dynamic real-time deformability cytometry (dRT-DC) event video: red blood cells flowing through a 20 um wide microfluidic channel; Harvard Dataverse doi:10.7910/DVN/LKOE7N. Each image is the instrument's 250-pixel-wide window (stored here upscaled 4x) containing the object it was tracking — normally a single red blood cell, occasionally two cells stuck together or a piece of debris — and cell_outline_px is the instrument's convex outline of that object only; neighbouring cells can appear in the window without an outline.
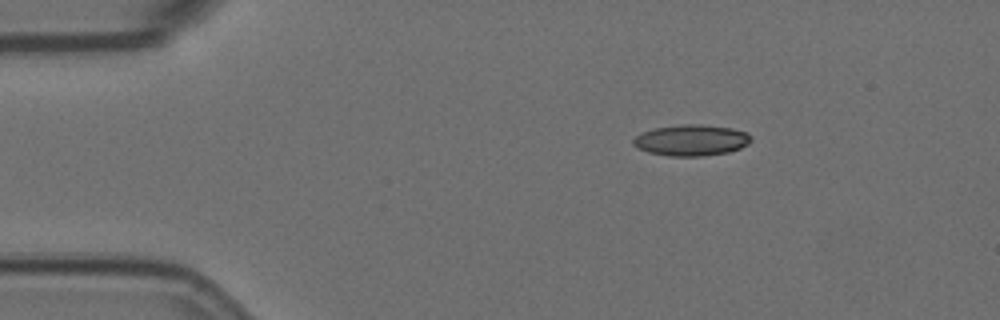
{"species": "Egyptian fruit bat (a non-hibernating species)", "species_latin": "Rousettus aegyptiacus", "temperature_condition": "room temperature", "stored_images_in_passage": 4, "segment_of_instrument_passage": [1, 2], "camera_frame_rate_fps": 3000, "um_per_image_px": 0.085, "animal": {"sex": "female"}, "frame": {"image": 1, "passage_image": 1, "time_ms": 0.0, "image_size_px": [1000, 320], "cell_outline_px": [[752, 140], [748, 144], [740, 148], [728, 152], [704, 156], [668, 156], [648, 152], [636, 148], [632, 144], [632, 140], [640, 132], [656, 128], [680, 124], [700, 124], [732, 128], [748, 132], [752, 136]], "centroid_in_image_um": [58.76, 11.92], "position_along_channel_um": 26.2, "area_um2": 21.62}}